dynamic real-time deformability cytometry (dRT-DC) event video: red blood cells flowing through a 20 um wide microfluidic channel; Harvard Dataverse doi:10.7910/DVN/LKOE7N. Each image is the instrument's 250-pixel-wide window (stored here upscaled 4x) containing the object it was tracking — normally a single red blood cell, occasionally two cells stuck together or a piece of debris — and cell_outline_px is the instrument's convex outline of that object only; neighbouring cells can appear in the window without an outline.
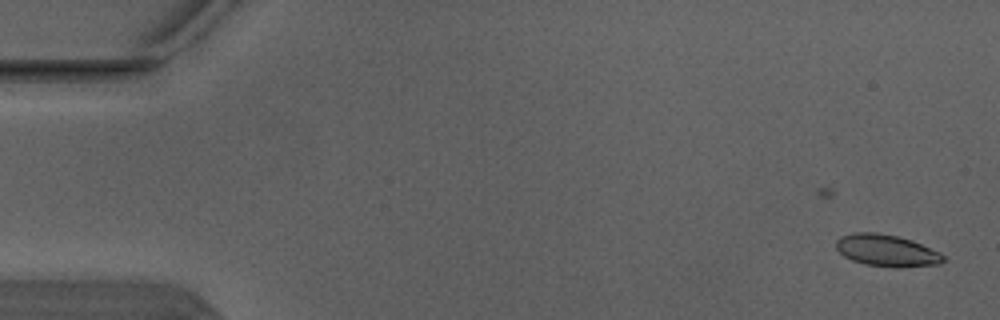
{"species": "Egyptian fruit bat (a non-hibernating species)", "species_latin": "Rousettus aegyptiacus", "temperature_condition": "warm", "stored_images_in_passage": 6, "camera_frame_rate_fps": 3000, "um_per_image_px": 0.085, "animal": {"sex": "male"}, "frame": {"image": 1, "passage_image": 2, "time_ms": 0.333, "image_size_px": [1000, 320], "cell_outline_px": [[948, 260], [940, 264], [896, 268], [864, 264], [852, 260], [844, 256], [836, 248], [836, 240], [840, 236], [852, 232], [876, 232], [896, 236], [912, 240], [940, 252]], "centroid_in_image_um": [75.38, 21.3], "position_along_channel_um": 9.6, "area_um2": 20.11}}
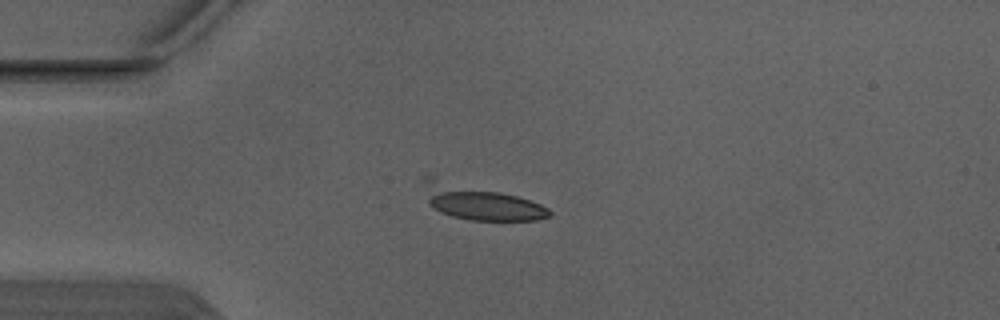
{"frame": {"image": 2, "passage_image": 5, "time_ms": 1.333, "image_size_px": [1000, 320], "cell_outline_px": [[552, 216], [536, 220], [468, 220], [452, 216], [440, 212], [428, 200], [420, 180], [424, 176], [432, 176], [500, 192], [516, 196], [540, 204], [548, 208], [552, 212]], "centroid_in_image_um": [40.76, 17.18], "position_along_channel_um": 44.2, "area_um2": 25.09}}
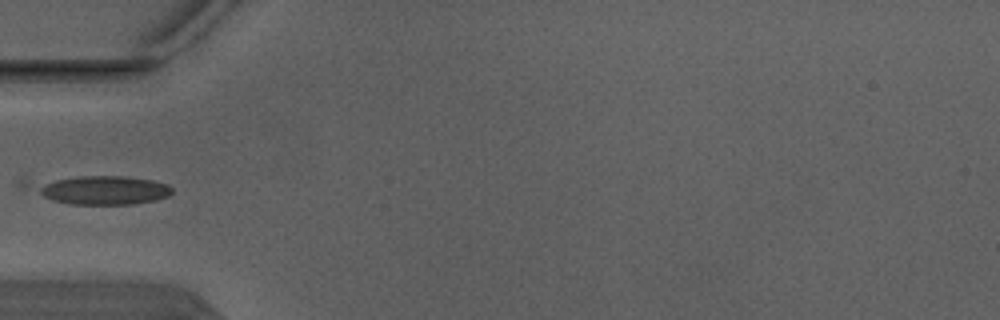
{"frame": {"image": 3, "passage_image": 6, "time_ms": 1.667, "image_size_px": [1000, 320], "cell_outline_px": [[172, 192], [168, 196], [156, 200], [132, 204], [68, 204], [52, 200], [20, 188], [16, 184], [20, 180], [80, 176], [124, 176], [152, 180], [168, 184], [172, 188]], "centroid_in_image_um": [8.28, 16.12], "position_along_channel_um": 76.7, "area_um2": 24.91}}